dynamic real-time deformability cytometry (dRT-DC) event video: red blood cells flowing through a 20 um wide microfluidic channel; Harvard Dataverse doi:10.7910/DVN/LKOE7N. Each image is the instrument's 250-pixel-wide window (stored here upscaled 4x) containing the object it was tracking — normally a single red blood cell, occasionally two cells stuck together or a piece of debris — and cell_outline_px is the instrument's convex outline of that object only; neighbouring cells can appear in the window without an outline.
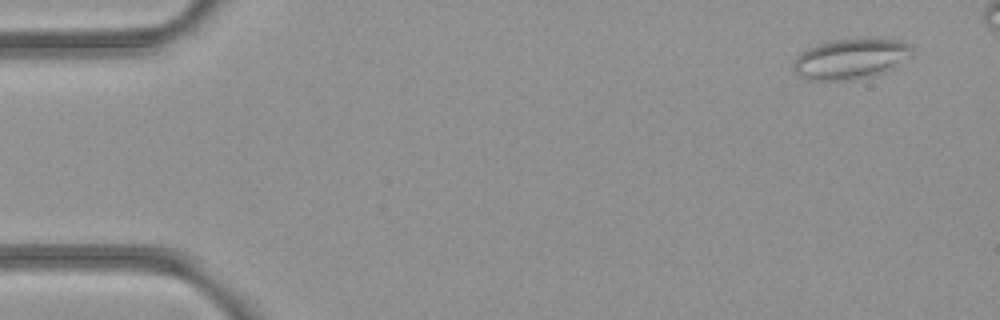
{"species": "common noctule bat (a hibernating species)", "species_latin": "Nyctalus noctula", "temperature_condition": "room temperature", "stored_images_in_passage": 5, "camera_frame_rate_fps": 3000, "um_per_image_px": 0.085, "animal": {"sex": "female", "body_mass_g": 21.9}, "frame": {"image": 1, "passage_image": 1, "time_ms": 0.0, "image_size_px": [1000, 320], "cell_outline_px": [[912, 56], [876, 72], [848, 80], [808, 80], [800, 76], [792, 68], [792, 64], [796, 56], [800, 52], [808, 48], [832, 40], [900, 40], [908, 44], [912, 48]], "centroid_in_image_um": [72.18, 4.99], "position_along_channel_um": 12.8, "area_um2": 26.59}}